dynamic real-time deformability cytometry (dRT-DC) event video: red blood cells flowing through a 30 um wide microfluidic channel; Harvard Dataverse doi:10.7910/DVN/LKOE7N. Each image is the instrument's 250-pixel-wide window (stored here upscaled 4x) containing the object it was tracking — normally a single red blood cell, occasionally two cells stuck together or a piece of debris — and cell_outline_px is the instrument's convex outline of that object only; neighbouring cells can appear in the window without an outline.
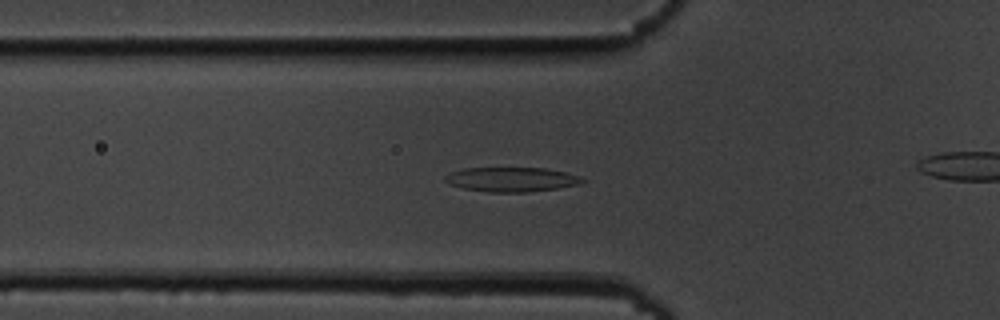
{"species": "common noctule bat (a hibernating species)", "species_latin": "Nyctalus noctula", "temperature_condition": "cold", "stored_images_in_passage": 52, "camera_frame_rate_fps": 3000, "um_per_image_px": 0.085, "animal": {"sex": "male", "body_mass_g": 19.5, "forearm_length_mm": 54.6}, "frame": {"image": 1, "passage_image": 15, "time_ms": 4.667, "image_size_px": [1000, 320], "cell_outline_px": [[588, 180], [580, 184], [556, 188], [528, 192], [488, 192], [464, 188], [448, 184], [444, 180], [444, 176], [452, 172], [464, 168], [544, 168], [568, 172]], "centroid_in_image_um": [43.49, 15.25], "position_along_channel_um": 82.3, "area_um2": 19.59}}
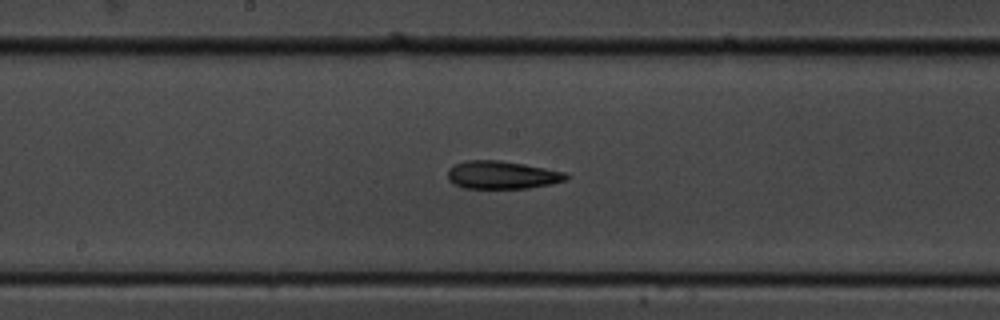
{"frame": {"image": 2, "passage_image": 25, "time_ms": 8.0, "image_size_px": [1000, 320], "cell_outline_px": [[568, 176], [564, 180], [552, 184], [528, 188], [464, 188], [452, 184], [448, 180], [448, 168], [456, 164], [468, 160], [500, 160], [524, 164], [564, 172]], "centroid_in_image_um": [42.62, 14.87], "position_along_channel_um": 205.6, "area_um2": 19.19}}
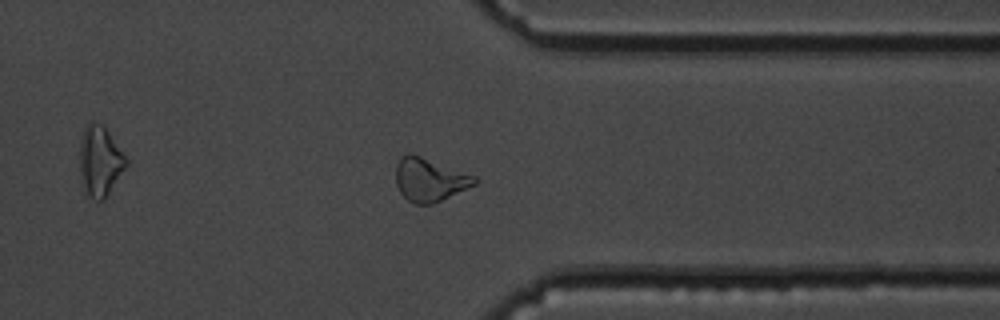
{"frame": {"image": 3, "passage_image": 39, "time_ms": 12.667, "image_size_px": [1000, 320], "cell_outline_px": [[480, 180], [476, 184], [432, 204], [416, 204], [408, 200], [400, 192], [396, 184], [396, 164], [400, 156], [408, 152], [412, 152], [476, 176]], "centroid_in_image_um": [36.51, 15.24], "position_along_channel_um": 374.9, "area_um2": 20.06}, "authors_computed_cell_mechanics": {"area_um2": 20.0566, "velocity_mm_per_s": 3.6873, "shape_relaxation_time_tau1_ms": null, "shape_relaxation_time_tau2_ms": 8.241, "deformation_change_tau1": null, "deformation_change_tau2": 0.1794}}